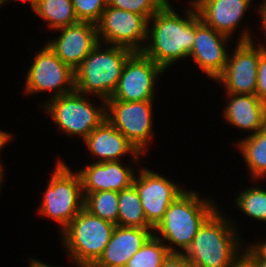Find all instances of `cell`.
Listing matches in <instances>:
<instances>
[{"mask_svg": "<svg viewBox=\"0 0 266 267\" xmlns=\"http://www.w3.org/2000/svg\"><path fill=\"white\" fill-rule=\"evenodd\" d=\"M192 7L194 9L186 13L187 19H183L167 2L149 19L153 20V28L147 31V37L152 38V43L144 45L142 53L164 71L191 52L196 35V8L194 4Z\"/></svg>", "mask_w": 266, "mask_h": 267, "instance_id": "6da1fadb", "label": "cell"}, {"mask_svg": "<svg viewBox=\"0 0 266 267\" xmlns=\"http://www.w3.org/2000/svg\"><path fill=\"white\" fill-rule=\"evenodd\" d=\"M234 230L216 209L200 226L183 254L193 267H230L239 258L240 244Z\"/></svg>", "mask_w": 266, "mask_h": 267, "instance_id": "7a4b0ae2", "label": "cell"}, {"mask_svg": "<svg viewBox=\"0 0 266 267\" xmlns=\"http://www.w3.org/2000/svg\"><path fill=\"white\" fill-rule=\"evenodd\" d=\"M100 47L99 43L74 71L75 90L97 94L106 104L117 87L126 60L134 52L113 45L106 50Z\"/></svg>", "mask_w": 266, "mask_h": 267, "instance_id": "3957f363", "label": "cell"}, {"mask_svg": "<svg viewBox=\"0 0 266 267\" xmlns=\"http://www.w3.org/2000/svg\"><path fill=\"white\" fill-rule=\"evenodd\" d=\"M208 200H201L197 193L183 191L169 205L162 220L153 229L165 240L179 246L184 253L204 221L217 209Z\"/></svg>", "mask_w": 266, "mask_h": 267, "instance_id": "277c9868", "label": "cell"}, {"mask_svg": "<svg viewBox=\"0 0 266 267\" xmlns=\"http://www.w3.org/2000/svg\"><path fill=\"white\" fill-rule=\"evenodd\" d=\"M115 227L83 208L62 231L63 244L79 267H92L102 256Z\"/></svg>", "mask_w": 266, "mask_h": 267, "instance_id": "5b68a950", "label": "cell"}, {"mask_svg": "<svg viewBox=\"0 0 266 267\" xmlns=\"http://www.w3.org/2000/svg\"><path fill=\"white\" fill-rule=\"evenodd\" d=\"M41 205L39 211L60 223L63 231L84 208L79 173L72 174L67 165L59 160Z\"/></svg>", "mask_w": 266, "mask_h": 267, "instance_id": "8992f818", "label": "cell"}, {"mask_svg": "<svg viewBox=\"0 0 266 267\" xmlns=\"http://www.w3.org/2000/svg\"><path fill=\"white\" fill-rule=\"evenodd\" d=\"M51 100L46 103V110L58 127L70 135H80L85 139L106 119V104L99 111L76 90Z\"/></svg>", "mask_w": 266, "mask_h": 267, "instance_id": "52a82bcc", "label": "cell"}, {"mask_svg": "<svg viewBox=\"0 0 266 267\" xmlns=\"http://www.w3.org/2000/svg\"><path fill=\"white\" fill-rule=\"evenodd\" d=\"M153 100H106V119L142 154L152 130Z\"/></svg>", "mask_w": 266, "mask_h": 267, "instance_id": "ba28073f", "label": "cell"}, {"mask_svg": "<svg viewBox=\"0 0 266 267\" xmlns=\"http://www.w3.org/2000/svg\"><path fill=\"white\" fill-rule=\"evenodd\" d=\"M247 32L240 37L233 57L228 56L224 71L216 79L226 85L227 92L231 94H256L258 61L266 47H254Z\"/></svg>", "mask_w": 266, "mask_h": 267, "instance_id": "9c48e42d", "label": "cell"}, {"mask_svg": "<svg viewBox=\"0 0 266 267\" xmlns=\"http://www.w3.org/2000/svg\"><path fill=\"white\" fill-rule=\"evenodd\" d=\"M25 87L27 93L57 90L56 98L75 90V72L46 44L27 72Z\"/></svg>", "mask_w": 266, "mask_h": 267, "instance_id": "30bf717a", "label": "cell"}, {"mask_svg": "<svg viewBox=\"0 0 266 267\" xmlns=\"http://www.w3.org/2000/svg\"><path fill=\"white\" fill-rule=\"evenodd\" d=\"M149 21L142 15L107 5L100 21L96 24L98 35L106 43L124 47L132 52H142L139 42L147 37Z\"/></svg>", "mask_w": 266, "mask_h": 267, "instance_id": "8fae6325", "label": "cell"}, {"mask_svg": "<svg viewBox=\"0 0 266 267\" xmlns=\"http://www.w3.org/2000/svg\"><path fill=\"white\" fill-rule=\"evenodd\" d=\"M164 70L142 52H134L122 70L117 87L107 100L125 102L153 100L154 80Z\"/></svg>", "mask_w": 266, "mask_h": 267, "instance_id": "7c38bea8", "label": "cell"}, {"mask_svg": "<svg viewBox=\"0 0 266 267\" xmlns=\"http://www.w3.org/2000/svg\"><path fill=\"white\" fill-rule=\"evenodd\" d=\"M133 186L141 199L148 224L154 229L164 217L169 205L183 192V189L149 169H142Z\"/></svg>", "mask_w": 266, "mask_h": 267, "instance_id": "4fadbf2b", "label": "cell"}, {"mask_svg": "<svg viewBox=\"0 0 266 267\" xmlns=\"http://www.w3.org/2000/svg\"><path fill=\"white\" fill-rule=\"evenodd\" d=\"M61 35L57 40L48 43L56 56L74 71L99 44L97 25L81 22L59 28Z\"/></svg>", "mask_w": 266, "mask_h": 267, "instance_id": "5bb4252c", "label": "cell"}, {"mask_svg": "<svg viewBox=\"0 0 266 267\" xmlns=\"http://www.w3.org/2000/svg\"><path fill=\"white\" fill-rule=\"evenodd\" d=\"M228 38L230 37L204 24L196 10V35L189 56L214 80L222 74L226 66L228 53L223 44Z\"/></svg>", "mask_w": 266, "mask_h": 267, "instance_id": "9a60e30c", "label": "cell"}, {"mask_svg": "<svg viewBox=\"0 0 266 267\" xmlns=\"http://www.w3.org/2000/svg\"><path fill=\"white\" fill-rule=\"evenodd\" d=\"M151 230L153 228L116 225L102 256L92 267H125L128 260L153 235Z\"/></svg>", "mask_w": 266, "mask_h": 267, "instance_id": "2e32d148", "label": "cell"}, {"mask_svg": "<svg viewBox=\"0 0 266 267\" xmlns=\"http://www.w3.org/2000/svg\"><path fill=\"white\" fill-rule=\"evenodd\" d=\"M121 161L96 162L79 171L82 191H116L133 185L134 173L130 167L121 165Z\"/></svg>", "mask_w": 266, "mask_h": 267, "instance_id": "e0dca14e", "label": "cell"}, {"mask_svg": "<svg viewBox=\"0 0 266 267\" xmlns=\"http://www.w3.org/2000/svg\"><path fill=\"white\" fill-rule=\"evenodd\" d=\"M250 2L251 0H195L191 4H194L204 24L230 37Z\"/></svg>", "mask_w": 266, "mask_h": 267, "instance_id": "ac0fdd59", "label": "cell"}, {"mask_svg": "<svg viewBox=\"0 0 266 267\" xmlns=\"http://www.w3.org/2000/svg\"><path fill=\"white\" fill-rule=\"evenodd\" d=\"M88 149L98 157V162L119 161L122 155L131 152L138 160L139 153L127 138L107 119L96 127L85 139Z\"/></svg>", "mask_w": 266, "mask_h": 267, "instance_id": "d6986e66", "label": "cell"}, {"mask_svg": "<svg viewBox=\"0 0 266 267\" xmlns=\"http://www.w3.org/2000/svg\"><path fill=\"white\" fill-rule=\"evenodd\" d=\"M228 95L231 98L224 109L225 120L239 129L253 131L252 134L266 127V105L256 95Z\"/></svg>", "mask_w": 266, "mask_h": 267, "instance_id": "ffe728a7", "label": "cell"}, {"mask_svg": "<svg viewBox=\"0 0 266 267\" xmlns=\"http://www.w3.org/2000/svg\"><path fill=\"white\" fill-rule=\"evenodd\" d=\"M117 225L123 227L152 228L147 222L141 199L133 185L118 192Z\"/></svg>", "mask_w": 266, "mask_h": 267, "instance_id": "44dd1931", "label": "cell"}, {"mask_svg": "<svg viewBox=\"0 0 266 267\" xmlns=\"http://www.w3.org/2000/svg\"><path fill=\"white\" fill-rule=\"evenodd\" d=\"M244 159L252 176L258 179L266 174V127L255 134H250L239 142Z\"/></svg>", "mask_w": 266, "mask_h": 267, "instance_id": "7402d4cb", "label": "cell"}, {"mask_svg": "<svg viewBox=\"0 0 266 267\" xmlns=\"http://www.w3.org/2000/svg\"><path fill=\"white\" fill-rule=\"evenodd\" d=\"M34 11L48 22L49 28L57 30L79 22L72 0H39Z\"/></svg>", "mask_w": 266, "mask_h": 267, "instance_id": "603a6c76", "label": "cell"}, {"mask_svg": "<svg viewBox=\"0 0 266 267\" xmlns=\"http://www.w3.org/2000/svg\"><path fill=\"white\" fill-rule=\"evenodd\" d=\"M162 242L163 238L154 233L128 260L125 267H162L170 253H177L174 248L166 246Z\"/></svg>", "mask_w": 266, "mask_h": 267, "instance_id": "cb8c5ba5", "label": "cell"}, {"mask_svg": "<svg viewBox=\"0 0 266 267\" xmlns=\"http://www.w3.org/2000/svg\"><path fill=\"white\" fill-rule=\"evenodd\" d=\"M84 208L91 214L117 225L118 192H84Z\"/></svg>", "mask_w": 266, "mask_h": 267, "instance_id": "d4e9b609", "label": "cell"}, {"mask_svg": "<svg viewBox=\"0 0 266 267\" xmlns=\"http://www.w3.org/2000/svg\"><path fill=\"white\" fill-rule=\"evenodd\" d=\"M235 203L248 216L266 222V190L248 188L239 194Z\"/></svg>", "mask_w": 266, "mask_h": 267, "instance_id": "484cf974", "label": "cell"}, {"mask_svg": "<svg viewBox=\"0 0 266 267\" xmlns=\"http://www.w3.org/2000/svg\"><path fill=\"white\" fill-rule=\"evenodd\" d=\"M166 3V0H107L108 6L142 15L148 21Z\"/></svg>", "mask_w": 266, "mask_h": 267, "instance_id": "4316f807", "label": "cell"}, {"mask_svg": "<svg viewBox=\"0 0 266 267\" xmlns=\"http://www.w3.org/2000/svg\"><path fill=\"white\" fill-rule=\"evenodd\" d=\"M78 21L97 24L107 7V0H72Z\"/></svg>", "mask_w": 266, "mask_h": 267, "instance_id": "83f0119b", "label": "cell"}, {"mask_svg": "<svg viewBox=\"0 0 266 267\" xmlns=\"http://www.w3.org/2000/svg\"><path fill=\"white\" fill-rule=\"evenodd\" d=\"M256 96L266 105V50L260 55L257 66Z\"/></svg>", "mask_w": 266, "mask_h": 267, "instance_id": "f1b7e54d", "label": "cell"}, {"mask_svg": "<svg viewBox=\"0 0 266 267\" xmlns=\"http://www.w3.org/2000/svg\"><path fill=\"white\" fill-rule=\"evenodd\" d=\"M162 267H193L190 261L186 256L181 253H170L169 256L165 259Z\"/></svg>", "mask_w": 266, "mask_h": 267, "instance_id": "f546056e", "label": "cell"}, {"mask_svg": "<svg viewBox=\"0 0 266 267\" xmlns=\"http://www.w3.org/2000/svg\"><path fill=\"white\" fill-rule=\"evenodd\" d=\"M245 254L254 262L256 267H266V259L261 258L251 247L248 246Z\"/></svg>", "mask_w": 266, "mask_h": 267, "instance_id": "4dcf8cb0", "label": "cell"}, {"mask_svg": "<svg viewBox=\"0 0 266 267\" xmlns=\"http://www.w3.org/2000/svg\"><path fill=\"white\" fill-rule=\"evenodd\" d=\"M240 256L230 267H256L245 253Z\"/></svg>", "mask_w": 266, "mask_h": 267, "instance_id": "1f68e13d", "label": "cell"}, {"mask_svg": "<svg viewBox=\"0 0 266 267\" xmlns=\"http://www.w3.org/2000/svg\"><path fill=\"white\" fill-rule=\"evenodd\" d=\"M261 258L266 259V240L265 243L250 246Z\"/></svg>", "mask_w": 266, "mask_h": 267, "instance_id": "d6a6232c", "label": "cell"}, {"mask_svg": "<svg viewBox=\"0 0 266 267\" xmlns=\"http://www.w3.org/2000/svg\"><path fill=\"white\" fill-rule=\"evenodd\" d=\"M10 136H11V134H9L5 131H0V148H2V146L6 145L5 143L8 142V140L10 139Z\"/></svg>", "mask_w": 266, "mask_h": 267, "instance_id": "836d02e7", "label": "cell"}, {"mask_svg": "<svg viewBox=\"0 0 266 267\" xmlns=\"http://www.w3.org/2000/svg\"><path fill=\"white\" fill-rule=\"evenodd\" d=\"M264 4H262V7L259 9V12H261L260 13V15H261V20H262V22H263V26H264V30H265V32H266V2H263Z\"/></svg>", "mask_w": 266, "mask_h": 267, "instance_id": "e575fe53", "label": "cell"}, {"mask_svg": "<svg viewBox=\"0 0 266 267\" xmlns=\"http://www.w3.org/2000/svg\"><path fill=\"white\" fill-rule=\"evenodd\" d=\"M30 267H56V266H49L41 261L32 260L30 263Z\"/></svg>", "mask_w": 266, "mask_h": 267, "instance_id": "d590c367", "label": "cell"}, {"mask_svg": "<svg viewBox=\"0 0 266 267\" xmlns=\"http://www.w3.org/2000/svg\"><path fill=\"white\" fill-rule=\"evenodd\" d=\"M8 0H1V3L4 4L5 2H7ZM16 1V0H15ZM22 1H29L32 5V8L35 10L37 4H38V1L39 0H22Z\"/></svg>", "mask_w": 266, "mask_h": 267, "instance_id": "8d00e7d4", "label": "cell"}, {"mask_svg": "<svg viewBox=\"0 0 266 267\" xmlns=\"http://www.w3.org/2000/svg\"><path fill=\"white\" fill-rule=\"evenodd\" d=\"M3 168H2V165H0V183H1V179L3 178L2 176H3Z\"/></svg>", "mask_w": 266, "mask_h": 267, "instance_id": "74e56055", "label": "cell"}]
</instances>
